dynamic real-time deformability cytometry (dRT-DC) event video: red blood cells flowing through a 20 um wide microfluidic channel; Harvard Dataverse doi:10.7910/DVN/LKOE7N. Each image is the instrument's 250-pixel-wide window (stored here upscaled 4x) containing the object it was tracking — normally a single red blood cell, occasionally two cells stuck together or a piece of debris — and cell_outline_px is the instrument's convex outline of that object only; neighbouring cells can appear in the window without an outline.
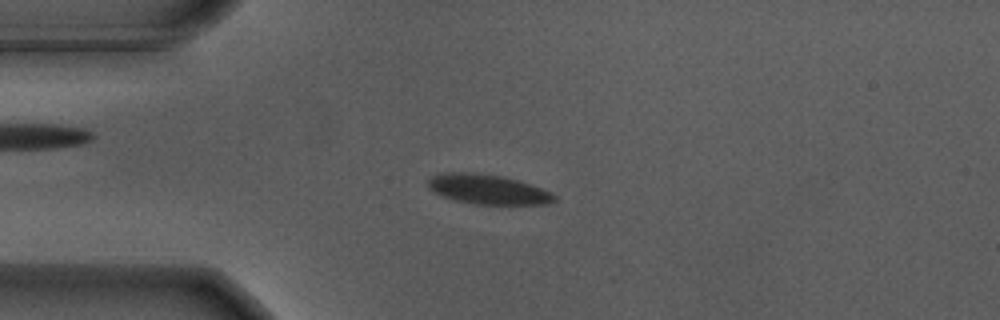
{"species": "Egyptian fruit bat (a non-hibernating species)", "species_latin": "Rousettus aegyptiacus", "temperature_condition": "warm", "stored_images_in_passage": 55, "camera_frame_rate_fps": 3000, "um_per_image_px": 0.085, "animal": {"sex": "male"}, "frame": {"image": 1, "passage_image": 13, "time_ms": 4.0, "image_size_px": [1000, 320], "cell_outline_px": [[556, 200], [548, 204], [476, 204], [456, 200], [440, 196], [428, 188], [428, 180], [432, 176], [440, 172], [472, 172], [504, 176], [540, 188], [556, 196]], "centroid_in_image_um": [41.4, 16.08], "position_along_channel_um": 43.6, "area_um2": 21.79}}
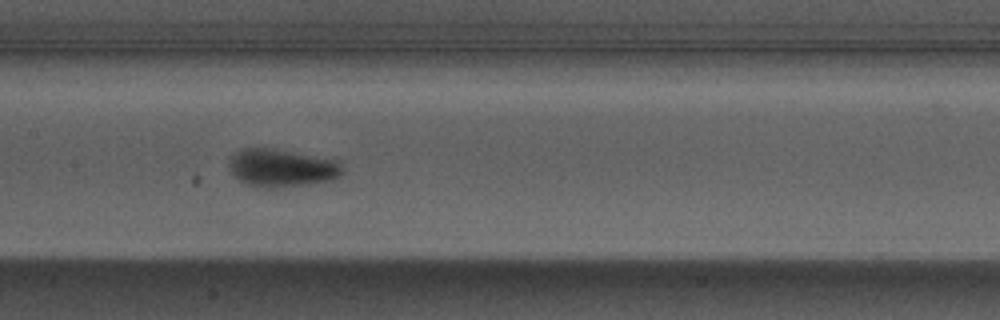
{"frame": {"image": 2, "passage_image": 26, "time_ms": 8.333, "image_size_px": [1000, 320], "cell_outline_px": [[344, 172], [340, 176], [332, 180], [308, 184], [276, 188], [256, 188], [240, 180], [232, 172], [228, 164], [228, 160], [240, 148], [272, 148], [340, 160]], "centroid_in_image_um": [23.97, 14.27], "position_along_channel_um": 183.4, "area_um2": 25.32}}
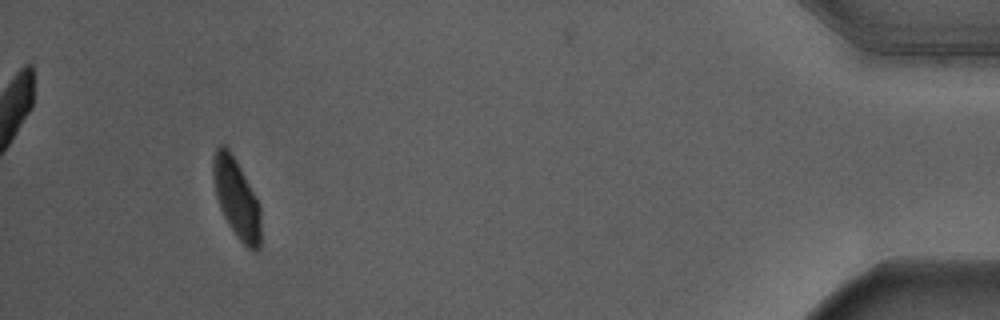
{"frame": {"image": 3, "passage_image": 51, "time_ms": 16.667, "image_size_px": [1000, 320], "cell_outline_px": [[260, 248], [256, 252], [252, 252], [236, 236], [228, 224], [220, 208], [216, 196], [212, 172], [212, 164], [216, 148], [220, 144], [224, 144], [228, 148], [236, 160], [260, 204]], "centroid_in_image_um": [20.1, 16.87], "position_along_channel_um": 415.1, "area_um2": 22.08}, "authors_computed_cell_mechanics": {"area_um2": 22.831, "velocity_mm_per_s": 3.6713, "shape_relaxation_time_tau1_ms": 3.048, "shape_relaxation_time_tau2_ms": null, "deformation_change_tau1": 0.1535, "deformation_change_tau2": null}}